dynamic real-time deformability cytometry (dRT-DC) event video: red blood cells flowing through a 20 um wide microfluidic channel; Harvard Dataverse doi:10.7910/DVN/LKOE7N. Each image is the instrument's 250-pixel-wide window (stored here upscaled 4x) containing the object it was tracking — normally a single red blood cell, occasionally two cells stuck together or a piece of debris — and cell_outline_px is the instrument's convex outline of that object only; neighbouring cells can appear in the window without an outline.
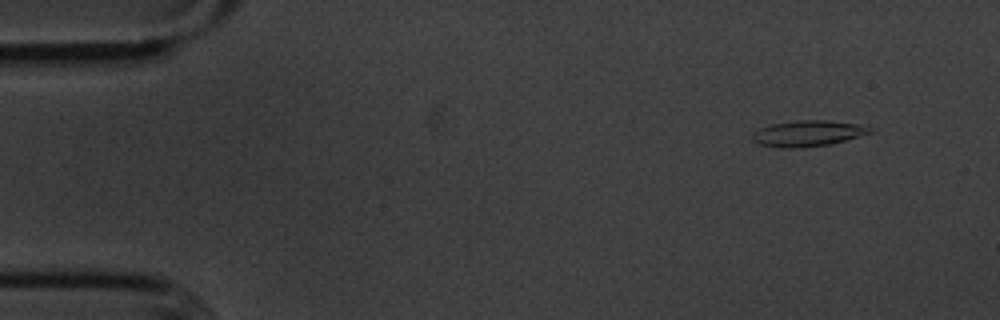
{"species": "common noctule bat (a hibernating species)", "species_latin": "Nyctalus noctula", "temperature_condition": "cold", "stored_images_in_passage": 55, "camera_frame_rate_fps": 3000, "um_per_image_px": 0.085, "animal": {"sex": "male", "body_mass_g": 20.1, "forearm_length_mm": 53.5}, "frame": {"image": 1, "passage_image": 5, "time_ms": 1.333, "image_size_px": [1000, 320], "cell_outline_px": [[876, 128], [872, 132], [844, 140], [828, 144], [800, 148], [780, 148], [760, 144], [752, 140], [752, 132], [760, 128], [772, 124], [796, 120], [828, 120], [868, 124]], "centroid_in_image_um": [68.73, 11.32], "position_along_channel_um": 16.3, "area_um2": 18.03}}
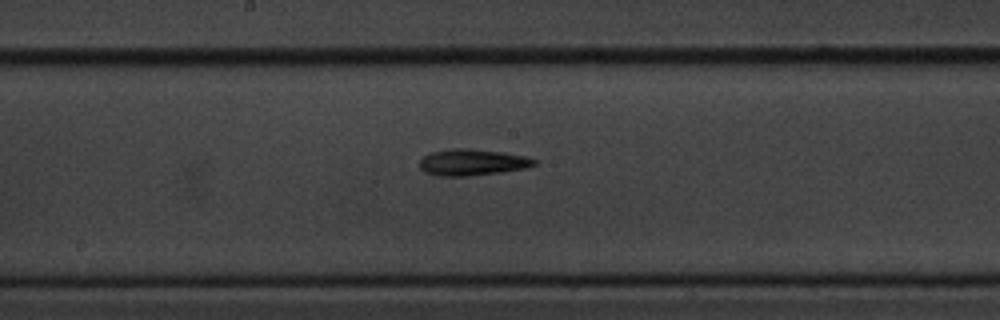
{"frame": {"image": 2, "passage_image": 29, "time_ms": 9.333, "image_size_px": [1000, 320], "cell_outline_px": [[536, 164], [524, 168], [500, 172], [468, 176], [436, 176], [424, 172], [420, 168], [420, 160], [424, 156], [432, 152], [452, 148], [472, 148], [500, 152], [524, 156], [536, 160]], "centroid_in_image_um": [40.09, 13.8], "position_along_channel_um": 208.1, "area_um2": 17.51}}
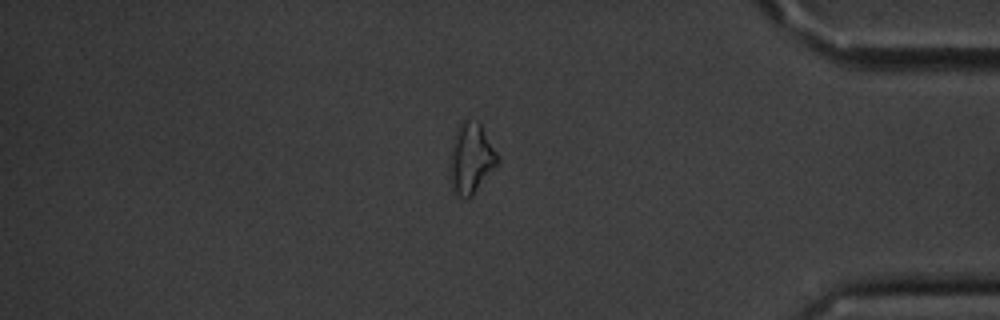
{"frame": {"image": 3, "passage_image": 47, "time_ms": 15.333, "image_size_px": [1000, 320], "cell_outline_px": [[500, 160], [472, 196], [468, 200], [456, 196], [452, 192], [448, 176], [448, 168], [452, 144], [456, 128], [460, 120], [468, 120], [480, 124], [500, 156]], "centroid_in_image_um": [39.99, 13.52], "position_along_channel_um": 395.2, "area_um2": 20.06}, "authors_computed_cell_mechanics": {"area_um2": 17.2822, "velocity_mm_per_s": 3.5965, "shape_relaxation_time_tau1_ms": 7.4238, "shape_relaxation_time_tau2_ms": null, "deformation_change_tau1": 0.2056, "deformation_change_tau2": null}}